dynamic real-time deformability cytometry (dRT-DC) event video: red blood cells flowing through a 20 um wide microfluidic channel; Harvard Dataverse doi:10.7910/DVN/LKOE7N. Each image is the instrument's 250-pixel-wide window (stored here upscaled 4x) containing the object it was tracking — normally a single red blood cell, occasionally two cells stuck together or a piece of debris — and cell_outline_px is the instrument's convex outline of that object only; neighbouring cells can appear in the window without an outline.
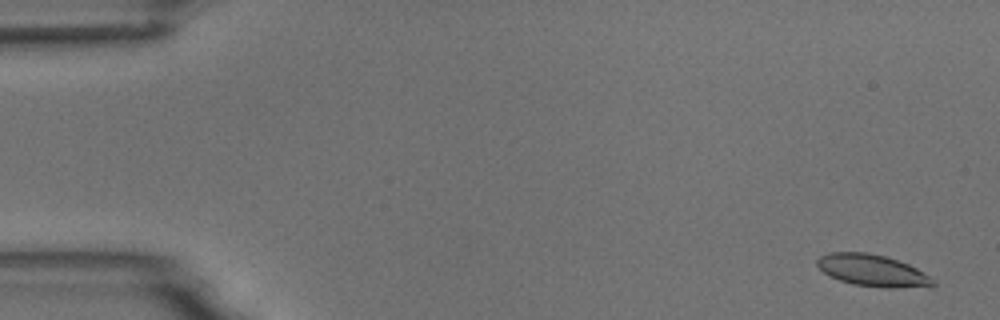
{"species": "common noctule bat (a hibernating species)", "species_latin": "Nyctalus noctula", "temperature_condition": "room temperature", "stored_images_in_passage": 5, "camera_frame_rate_fps": 3000, "um_per_image_px": 0.085, "animal": {"sex": "male", "body_mass_g": 18.8}, "frame": {"image": 1, "passage_image": 1, "time_ms": 0.0, "image_size_px": [1000, 320], "cell_outline_px": [[936, 284], [892, 288], [884, 288], [852, 284], [828, 276], [816, 264], [816, 260], [820, 256], [828, 252], [868, 252], [884, 256], [908, 264], [916, 268], [936, 280]], "centroid_in_image_um": [74.1, 22.98], "position_along_channel_um": 10.9, "area_um2": 21.27}}
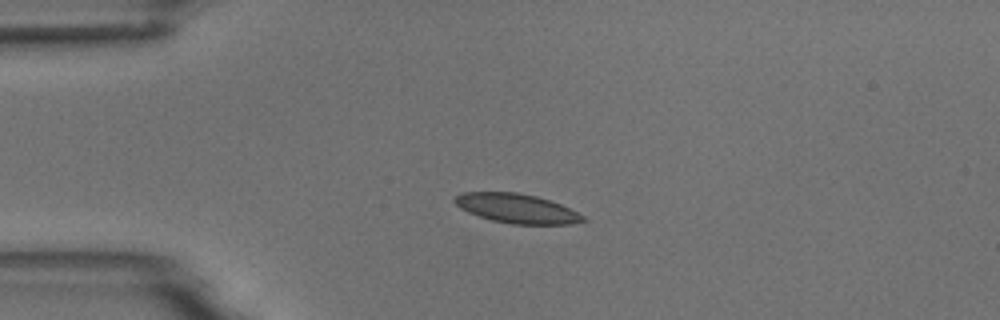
{"frame": {"image": 2, "passage_image": 4, "time_ms": 3.667, "image_size_px": [1000, 320], "cell_outline_px": [[588, 220], [572, 224], [512, 224], [492, 220], [468, 212], [460, 208], [452, 200], [456, 196], [464, 192], [516, 192], [536, 196], [560, 204], [584, 216]], "centroid_in_image_um": [43.92, 17.72], "position_along_channel_um": 41.1, "area_um2": 21.73}}